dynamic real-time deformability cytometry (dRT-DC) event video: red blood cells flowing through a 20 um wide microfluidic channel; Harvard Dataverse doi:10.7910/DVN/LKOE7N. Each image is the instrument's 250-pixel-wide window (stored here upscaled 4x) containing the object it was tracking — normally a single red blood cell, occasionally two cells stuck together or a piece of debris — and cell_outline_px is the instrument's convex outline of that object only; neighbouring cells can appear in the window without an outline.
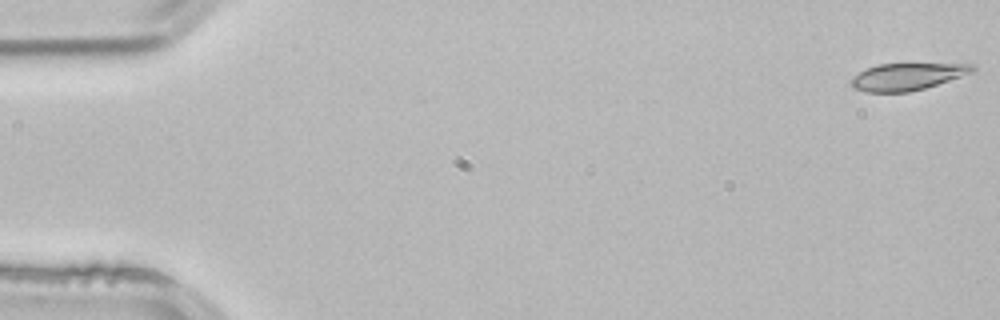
{"species": "common noctule bat (a hibernating species)", "species_latin": "Nyctalus noctula", "temperature_condition": "room temperature", "stored_images_in_passage": 4, "camera_frame_rate_fps": 3000, "um_per_image_px": 0.085, "animal": {"sex": "male", "body_mass_g": 21.5, "forearm_length_mm": 52.0}, "frame": {"image": 1, "passage_image": 1, "time_ms": 0.0, "image_size_px": [1000, 320], "cell_outline_px": [[976, 68], [972, 72], [924, 88], [908, 92], [864, 92], [852, 88], [848, 80], [852, 76], [868, 68], [880, 64], [972, 64]], "centroid_in_image_um": [77.02, 6.52], "position_along_channel_um": 8.0, "area_um2": 18.9}}
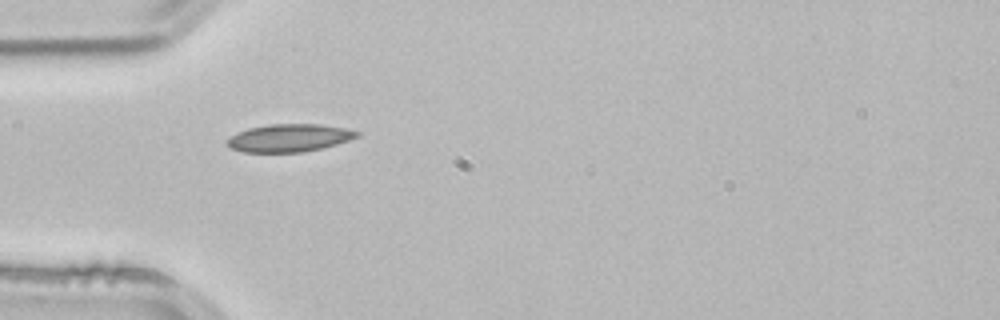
{"frame": {"image": 2, "passage_image": 4, "time_ms": 1.0, "image_size_px": [1000, 320], "cell_outline_px": [[360, 136], [336, 144], [320, 148], [300, 152], [244, 152], [232, 148], [228, 144], [228, 140], [236, 132], [248, 128], [268, 124], [320, 124], [344, 128], [360, 132]], "centroid_in_image_um": [24.59, 11.71], "position_along_channel_um": 60.4, "area_um2": 20.75}}